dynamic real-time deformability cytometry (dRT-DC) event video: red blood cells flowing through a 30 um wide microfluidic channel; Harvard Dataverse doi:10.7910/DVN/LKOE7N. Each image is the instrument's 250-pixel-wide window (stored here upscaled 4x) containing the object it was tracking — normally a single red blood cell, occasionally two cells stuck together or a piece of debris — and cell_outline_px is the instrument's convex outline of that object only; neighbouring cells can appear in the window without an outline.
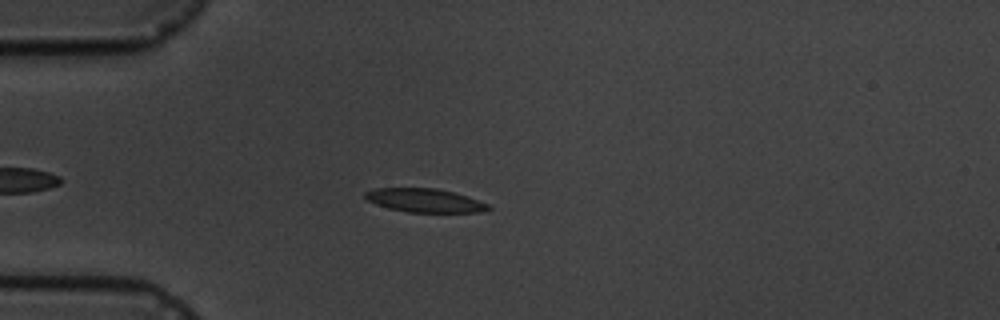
{"species": "common noctule bat (a hibernating species)", "species_latin": "Nyctalus noctula", "temperature_condition": "cold", "stored_images_in_passage": 3, "camera_frame_rate_fps": 3000, "um_per_image_px": 0.085, "animal": {"sex": "male", "body_mass_g": 19.5, "forearm_length_mm": 54.6}, "frame": {"image": 1, "passage_image": 3, "time_ms": 3.0, "image_size_px": [1000, 320], "cell_outline_px": [[492, 208], [480, 212], [408, 212], [388, 208], [376, 204], [368, 200], [364, 196], [364, 192], [376, 188], [436, 188], [468, 196], [488, 204]], "centroid_in_image_um": [36.1, 17.03], "position_along_channel_um": 48.9, "area_um2": 16.88}}